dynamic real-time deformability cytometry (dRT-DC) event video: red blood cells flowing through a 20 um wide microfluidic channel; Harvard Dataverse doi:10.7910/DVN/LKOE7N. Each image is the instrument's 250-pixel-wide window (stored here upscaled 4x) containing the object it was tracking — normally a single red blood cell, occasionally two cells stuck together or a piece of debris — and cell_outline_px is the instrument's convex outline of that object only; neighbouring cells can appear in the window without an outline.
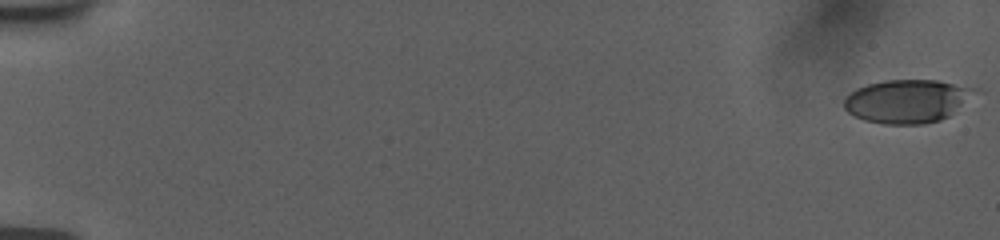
{"species": "human", "species_latin": "Homo sapiens", "temperature_condition": "room temperature", "stored_images_in_passage": 55, "camera_frame_rate_fps": 3000, "um_per_image_px": 0.085, "donor": {"sex": "female"}, "frame": {"image": 1, "passage_image": 1, "time_ms": 0.0, "image_size_px": [1000, 240], "cell_outline_px": [[984, 92], [948, 116], [940, 120], [924, 124], [884, 124], [864, 120], [848, 112], [844, 108], [844, 96], [856, 88], [868, 84], [884, 80], [936, 80], [980, 88]], "centroid_in_image_um": [77.21, 8.58], "position_along_channel_um": 7.8, "area_um2": 33.76}}
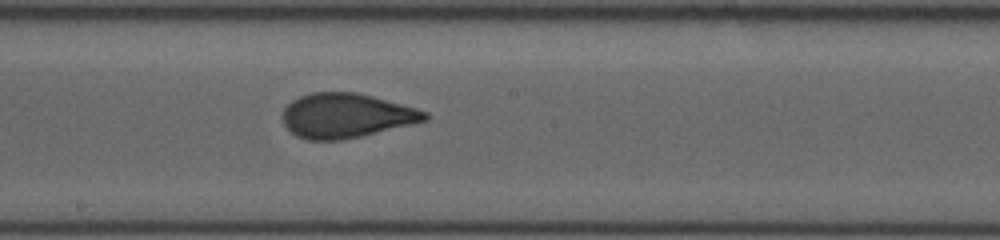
{"frame": {"image": 2, "passage_image": 30, "time_ms": 10.667, "image_size_px": [1000, 240], "cell_outline_px": [[428, 120], [360, 136], [340, 140], [308, 140], [296, 136], [284, 124], [284, 108], [292, 100], [300, 96], [312, 92], [356, 92], [372, 96], [416, 108], [428, 112]], "centroid_in_image_um": [29.42, 9.82], "position_along_channel_um": 218.8, "area_um2": 36.53}}
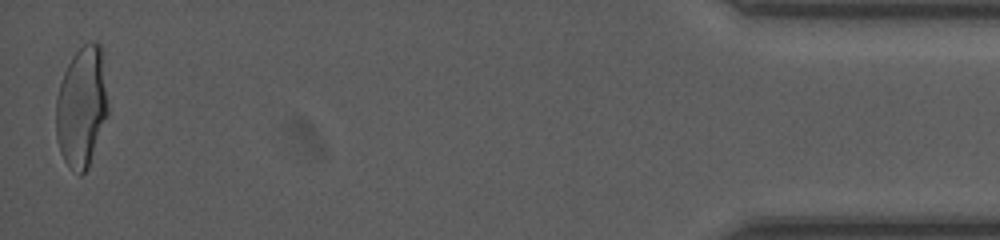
{"frame": {"image": 3, "passage_image": 55, "time_ms": 18.333, "image_size_px": [1000, 240], "cell_outline_px": [[108, 116], [88, 168], [80, 176], [64, 160], [60, 152], [56, 136], [56, 96], [64, 72], [72, 56], [88, 40], [100, 44], [108, 104]], "centroid_in_image_um": [6.94, 9.1], "position_along_channel_um": 428.3, "area_um2": 36.53}, "authors_computed_cell_mechanics": {"area_um2": 35.9516, "velocity_mm_per_s": 3.7643, "shape_relaxation_time_tau1_ms": 8.122, "shape_relaxation_time_tau2_ms": 0.8673, "deformation_change_tau1": 0.227, "deformation_change_tau2": 0.0776}}